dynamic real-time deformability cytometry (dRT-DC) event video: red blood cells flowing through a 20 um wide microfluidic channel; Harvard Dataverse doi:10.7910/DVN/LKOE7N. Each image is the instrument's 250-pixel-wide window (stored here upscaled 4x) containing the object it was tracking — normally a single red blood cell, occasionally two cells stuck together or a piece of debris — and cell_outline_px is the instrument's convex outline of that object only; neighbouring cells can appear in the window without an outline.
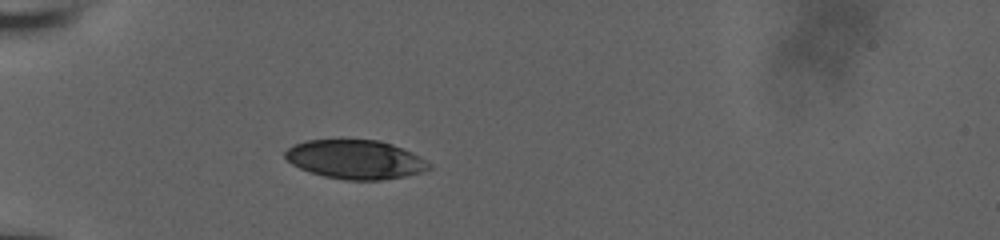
{"species": "human", "species_latin": "Homo sapiens", "temperature_condition": "room temperature", "stored_images_in_passage": 8, "camera_frame_rate_fps": 3000, "um_per_image_px": 0.085, "donor": {"sex": "male"}, "frame": {"image": 1, "passage_image": 1, "time_ms": 0.0, "image_size_px": [1000, 240], "cell_outline_px": [[432, 168], [420, 172], [404, 176], [380, 180], [348, 180], [324, 176], [300, 168], [292, 164], [284, 156], [284, 152], [292, 144], [308, 140], [380, 140], [392, 144], [412, 152], [432, 164]], "centroid_in_image_um": [30.21, 13.55], "position_along_channel_um": 54.8, "area_um2": 32.54}}
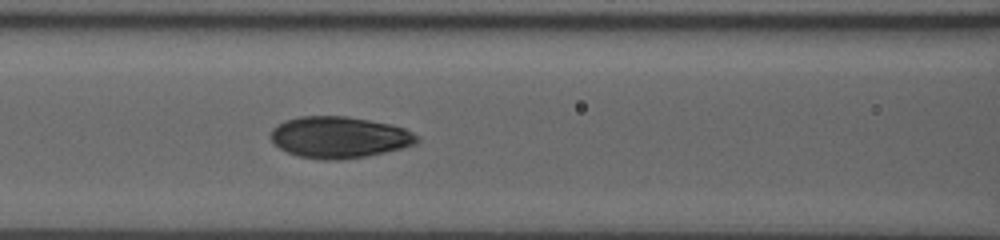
{"frame": {"image": 2, "passage_image": 6, "time_ms": 1.667, "image_size_px": [1000, 240], "cell_outline_px": [[420, 140], [416, 144], [384, 152], [364, 156], [340, 160], [324, 160], [296, 156], [280, 148], [268, 136], [272, 128], [276, 124], [284, 120], [300, 116], [348, 116], [388, 124], [404, 128], [420, 136]], "centroid_in_image_um": [28.8, 11.66], "position_along_channel_um": 137.8, "area_um2": 35.43}}
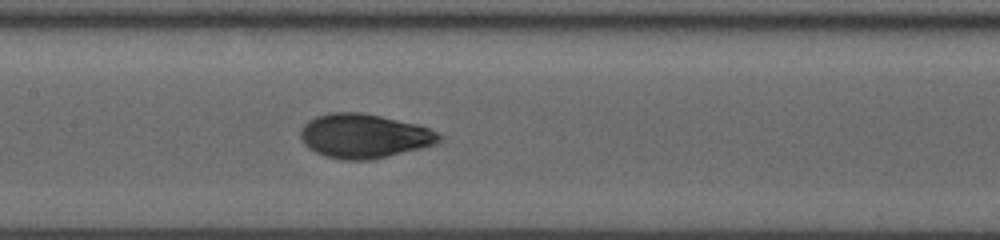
{"frame": {"image": 3, "passage_image": 8, "time_ms": 2.333, "image_size_px": [1000, 240], "cell_outline_px": [[444, 136], [436, 144], [420, 148], [368, 160], [344, 160], [324, 156], [308, 148], [304, 144], [300, 136], [300, 128], [308, 120], [316, 116], [332, 112], [360, 112], [380, 116], [416, 124], [428, 128]], "centroid_in_image_um": [30.91, 11.55], "position_along_channel_um": 176.5, "area_um2": 35.55}}